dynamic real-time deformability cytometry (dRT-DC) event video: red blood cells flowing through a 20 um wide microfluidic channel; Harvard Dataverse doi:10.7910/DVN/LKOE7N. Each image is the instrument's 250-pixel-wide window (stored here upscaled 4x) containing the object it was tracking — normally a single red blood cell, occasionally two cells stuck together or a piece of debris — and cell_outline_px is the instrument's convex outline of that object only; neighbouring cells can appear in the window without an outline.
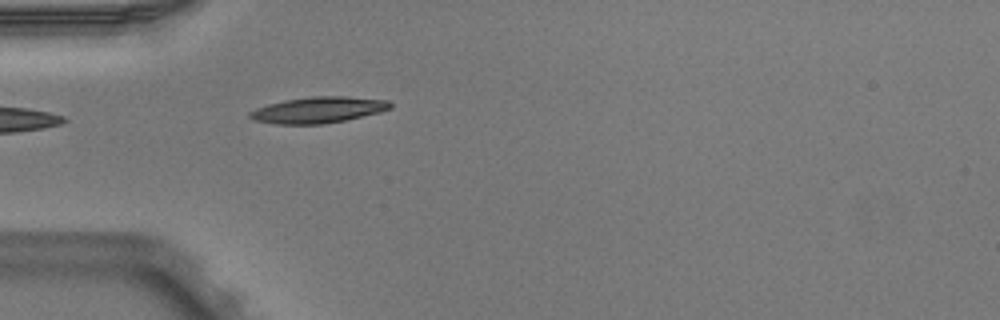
{"species": "Egyptian fruit bat (a non-hibernating species)", "species_latin": "Rousettus aegyptiacus", "temperature_condition": "warm", "stored_images_in_passage": 1, "camera_frame_rate_fps": 3000, "um_per_image_px": 0.085, "animal": {"sex": "male"}, "frame": {"image": 1, "passage_image": 1, "time_ms": 0.0, "image_size_px": [1000, 320], "cell_outline_px": [[392, 108], [380, 112], [344, 120], [324, 124], [276, 124], [252, 120], [248, 116], [248, 112], [256, 108], [268, 104], [284, 100], [312, 96], [348, 96], [388, 100], [392, 104]], "centroid_in_image_um": [27.03, 9.34], "position_along_channel_um": 58.0, "area_um2": 21.5}}